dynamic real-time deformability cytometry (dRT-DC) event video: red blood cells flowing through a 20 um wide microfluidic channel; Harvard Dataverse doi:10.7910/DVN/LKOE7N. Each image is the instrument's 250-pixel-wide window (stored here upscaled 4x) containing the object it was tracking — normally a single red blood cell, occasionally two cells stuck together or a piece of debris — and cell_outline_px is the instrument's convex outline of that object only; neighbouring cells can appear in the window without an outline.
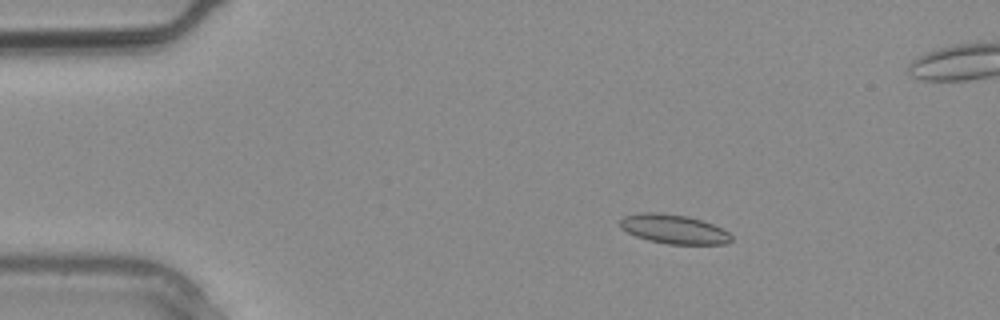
{"species": "common noctule bat (a hibernating species)", "species_latin": "Nyctalus noctula", "temperature_condition": "warm", "stored_images_in_passage": 2, "camera_frame_rate_fps": 3000, "um_per_image_px": 0.085, "animal": {"sex": "male", "body_mass_g": 20.4}, "frame": {"image": 1, "passage_image": 1, "time_ms": 0.0, "image_size_px": [1000, 320], "cell_outline_px": [[732, 240], [724, 244], [668, 244], [648, 240], [636, 236], [620, 228], [620, 220], [624, 216], [640, 212], [656, 212], [688, 216], [724, 228], [732, 236]], "centroid_in_image_um": [57.27, 19.47], "position_along_channel_um": 27.7, "area_um2": 18.96}}